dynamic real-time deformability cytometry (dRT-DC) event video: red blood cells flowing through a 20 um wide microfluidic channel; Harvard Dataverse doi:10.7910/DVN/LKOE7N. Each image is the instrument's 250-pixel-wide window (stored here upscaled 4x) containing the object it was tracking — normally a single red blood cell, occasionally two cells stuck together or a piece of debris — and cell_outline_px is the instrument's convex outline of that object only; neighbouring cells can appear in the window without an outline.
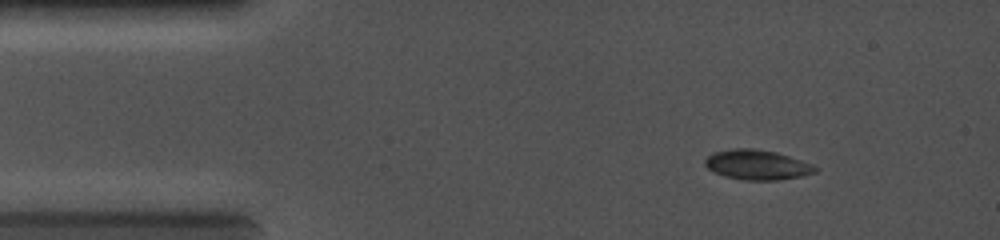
{"species": "common noctule bat (a hibernating species)", "species_latin": "Nyctalus noctula", "temperature_condition": "cold", "stored_images_in_passage": 52, "camera_frame_rate_fps": 5000, "um_per_image_px": 0.085, "animal": {"sex": "female", "body_mass_g": 19.0, "forearm_length_mm": 56.7}, "frame": {"image": 1, "passage_image": 2, "time_ms": 0.2, "image_size_px": [1000, 240], "cell_outline_px": [[820, 168], [816, 172], [800, 176], [776, 180], [744, 180], [724, 176], [712, 172], [704, 164], [704, 160], [712, 152], [732, 148], [752, 148], [776, 152], [812, 164]], "centroid_in_image_um": [64.32, 14.0], "position_along_channel_um": 20.7, "area_um2": 19.25}}
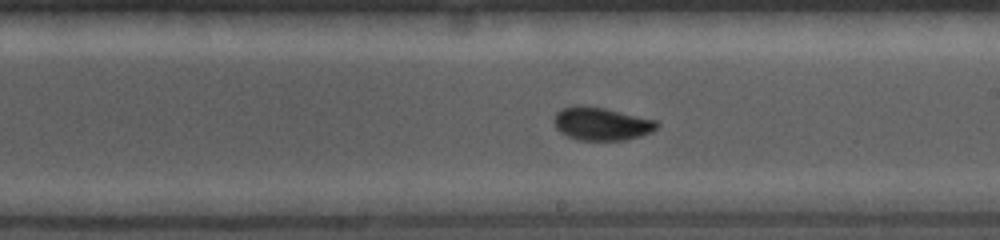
{"frame": {"image": 2, "passage_image": 22, "time_ms": 6.2, "image_size_px": [1000, 240], "cell_outline_px": [[660, 124], [652, 132], [640, 136], [624, 140], [580, 140], [568, 136], [560, 132], [556, 128], [552, 120], [556, 112], [560, 108], [580, 104], [604, 108], [656, 120]], "centroid_in_image_um": [51.09, 10.51], "position_along_channel_um": 237.9, "area_um2": 19.94}}
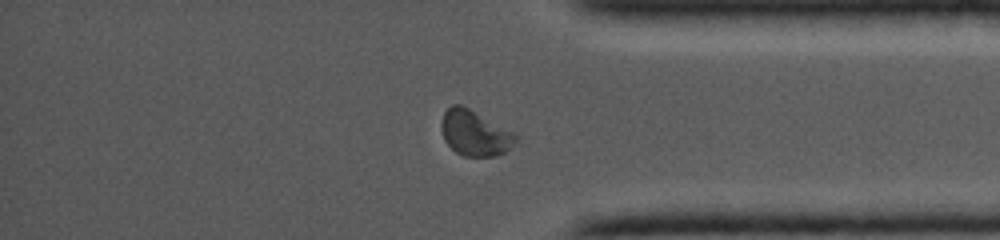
{"frame": {"image": 3, "passage_image": 40, "time_ms": 9.6, "image_size_px": [1000, 240], "cell_outline_px": [[516, 144], [504, 152], [496, 156], [464, 156], [456, 152], [444, 140], [440, 128], [440, 124], [444, 112], [452, 104], [460, 104], [516, 132]], "centroid_in_image_um": [40.36, 11.31], "position_along_channel_um": 394.8, "area_um2": 19.83}}